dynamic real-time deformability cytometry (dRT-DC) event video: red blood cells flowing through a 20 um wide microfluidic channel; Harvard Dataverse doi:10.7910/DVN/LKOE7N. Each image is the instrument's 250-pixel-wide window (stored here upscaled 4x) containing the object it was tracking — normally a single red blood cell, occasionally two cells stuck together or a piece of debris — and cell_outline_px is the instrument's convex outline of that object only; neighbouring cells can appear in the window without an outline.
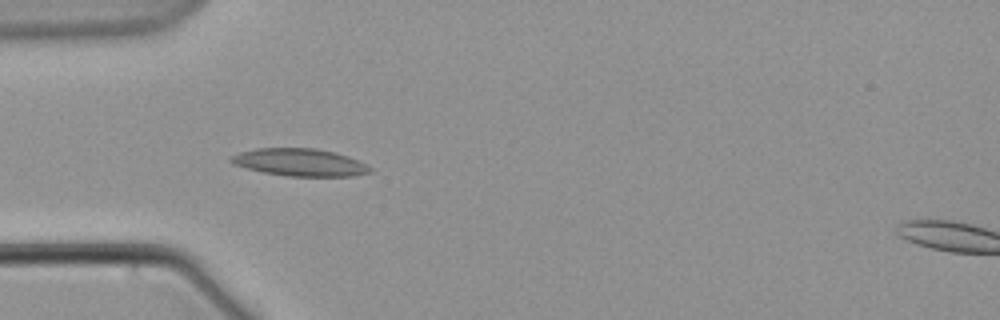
{"species": "common noctule bat (a hibernating species)", "species_latin": "Nyctalus noctula", "temperature_condition": "warm", "stored_images_in_passage": 7, "camera_frame_rate_fps": 3000, "um_per_image_px": 0.085, "animal": {"sex": "male", "body_mass_g": 21.5, "forearm_length_mm": 52.0}, "frame": {"image": 1, "passage_image": 6, "time_ms": 7.0, "image_size_px": [1000, 320], "cell_outline_px": [[372, 172], [352, 176], [288, 176], [264, 172], [232, 164], [228, 160], [232, 156], [240, 152], [256, 148], [316, 148], [348, 156], [372, 168]], "centroid_in_image_um": [25.47, 13.8], "position_along_channel_um": 59.5, "area_um2": 22.02}}
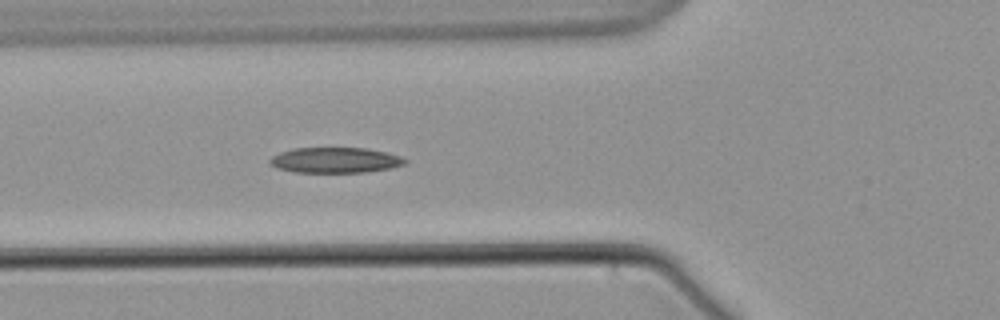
{"frame": {"image": 2, "passage_image": 7, "time_ms": 8.333, "image_size_px": [1000, 320], "cell_outline_px": [[408, 160], [404, 164], [392, 168], [364, 172], [296, 172], [276, 168], [268, 164], [268, 160], [272, 156], [280, 152], [292, 148], [368, 148], [388, 152], [400, 156]], "centroid_in_image_um": [28.48, 13.61], "position_along_channel_um": 97.3, "area_um2": 20.23}}